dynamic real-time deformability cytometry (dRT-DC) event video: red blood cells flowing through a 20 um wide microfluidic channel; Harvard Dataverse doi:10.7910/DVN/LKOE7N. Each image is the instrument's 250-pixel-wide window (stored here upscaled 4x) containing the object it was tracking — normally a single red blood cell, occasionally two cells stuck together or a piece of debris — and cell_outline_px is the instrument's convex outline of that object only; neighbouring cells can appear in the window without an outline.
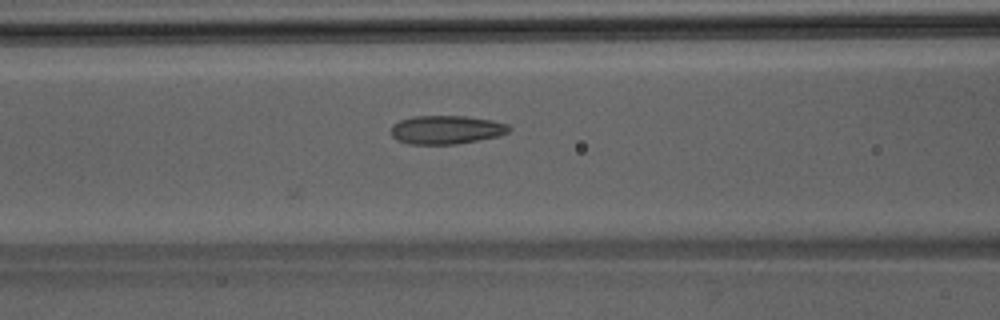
{"species": "Egyptian fruit bat (a non-hibernating species)", "species_latin": "Rousettus aegyptiacus", "temperature_condition": "room temperature", "stored_images_in_passage": 5, "camera_frame_rate_fps": 3000, "um_per_image_px": 0.085, "animal": {"sex": "male"}, "frame": {"image": 1, "passage_image": 5, "time_ms": 1.333, "image_size_px": [1000, 320], "cell_outline_px": [[512, 128], [508, 132], [496, 136], [456, 144], [408, 144], [396, 140], [392, 136], [392, 124], [400, 120], [412, 116], [464, 116], [492, 120], [508, 124]], "centroid_in_image_um": [37.9, 11.02], "position_along_channel_um": 128.7, "area_um2": 19.59}}